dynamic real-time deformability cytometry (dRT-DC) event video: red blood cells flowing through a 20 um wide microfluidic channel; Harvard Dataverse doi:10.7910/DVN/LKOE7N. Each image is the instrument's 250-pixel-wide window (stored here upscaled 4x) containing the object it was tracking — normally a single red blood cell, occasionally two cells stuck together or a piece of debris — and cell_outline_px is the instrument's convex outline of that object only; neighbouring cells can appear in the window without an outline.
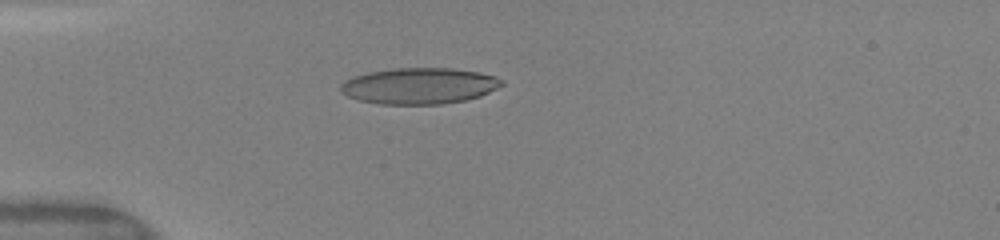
{"species": "human", "species_latin": "Homo sapiens", "temperature_condition": "warm", "stored_images_in_passage": 3, "camera_frame_rate_fps": 3000, "um_per_image_px": 0.085, "donor": {"sex": "female"}, "frame": {"image": 1, "passage_image": 3, "time_ms": 2.333, "image_size_px": [1000, 240], "cell_outline_px": [[504, 84], [480, 96], [464, 100], [440, 104], [380, 104], [360, 100], [348, 96], [340, 92], [340, 84], [344, 80], [352, 76], [368, 72], [396, 68], [452, 68], [480, 72], [496, 76], [504, 80]], "centroid_in_image_um": [35.62, 7.29], "position_along_channel_um": 49.4, "area_um2": 34.04}}